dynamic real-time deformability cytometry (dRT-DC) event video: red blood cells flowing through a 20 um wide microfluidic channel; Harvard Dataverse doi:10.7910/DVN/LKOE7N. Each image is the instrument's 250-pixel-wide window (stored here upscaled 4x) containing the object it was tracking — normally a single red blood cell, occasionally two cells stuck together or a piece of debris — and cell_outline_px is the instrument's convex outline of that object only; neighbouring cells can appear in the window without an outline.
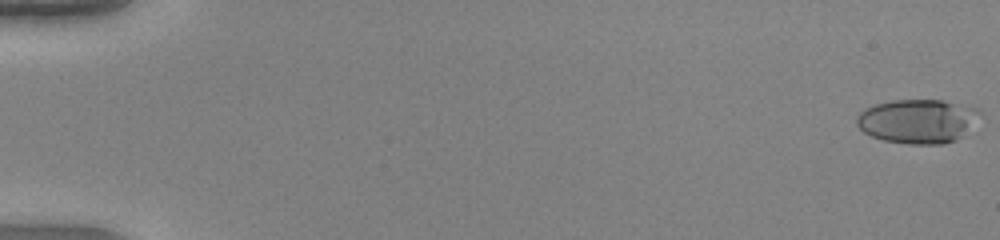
{"species": "human", "species_latin": "Homo sapiens", "temperature_condition": "warm", "stored_images_in_passage": 36, "segment_of_instrument_passage": [1, 2], "camera_frame_rate_fps": 3000, "um_per_image_px": 0.085, "donor": {"sex": "female"}, "frame": {"image": 1, "passage_image": 1, "time_ms": 0.0, "image_size_px": [1000, 240], "cell_outline_px": [[980, 112], [960, 136], [956, 140], [944, 144], [908, 144], [884, 140], [872, 136], [864, 132], [856, 124], [856, 116], [860, 112], [876, 104], [892, 100], [940, 100], [980, 108]], "centroid_in_image_um": [77.94, 10.29], "position_along_channel_um": 7.1, "area_um2": 31.1}}